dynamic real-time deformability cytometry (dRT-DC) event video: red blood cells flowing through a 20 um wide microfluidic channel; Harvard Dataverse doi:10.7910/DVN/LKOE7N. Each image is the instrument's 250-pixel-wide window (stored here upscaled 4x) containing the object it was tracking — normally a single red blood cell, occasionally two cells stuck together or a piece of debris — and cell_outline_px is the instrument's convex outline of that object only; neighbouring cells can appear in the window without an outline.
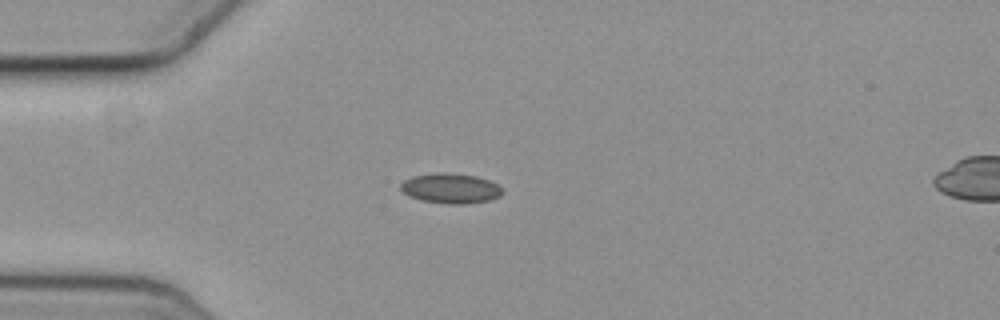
{"species": "common noctule bat (a hibernating species)", "species_latin": "Nyctalus noctula", "temperature_condition": "cold", "stored_images_in_passage": 43, "camera_frame_rate_fps": 3000, "um_per_image_px": 0.085, "animal": {"sex": "female", "body_mass_g": 19.3, "forearm_length_mm": 54.1}, "frame": {"image": 1, "passage_image": 1, "time_ms": 0.0, "image_size_px": [1000, 320], "cell_outline_px": [[504, 192], [500, 196], [488, 200], [468, 204], [448, 204], [424, 200], [408, 196], [400, 188], [400, 184], [404, 180], [412, 176], [440, 172], [444, 172], [476, 176], [488, 180], [496, 184]], "centroid_in_image_um": [38.29, 16.01], "position_along_channel_um": 46.7, "area_um2": 17.69}}
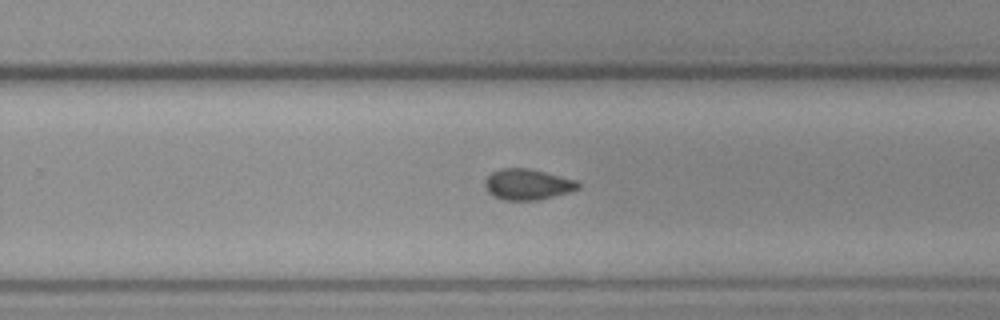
{"frame": {"image": 2, "passage_image": 22, "time_ms": 7.0, "image_size_px": [1000, 320], "cell_outline_px": [[580, 188], [568, 192], [540, 200], [504, 200], [492, 196], [484, 188], [484, 180], [492, 172], [500, 168], [528, 168], [576, 180], [580, 184]], "centroid_in_image_um": [44.8, 15.68], "position_along_channel_um": 285.0, "area_um2": 16.82}}
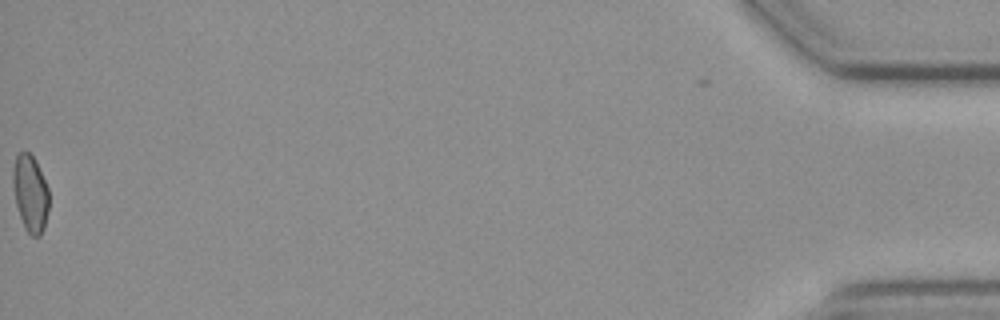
{"frame": {"image": 3, "passage_image": 43, "time_ms": 14.0, "image_size_px": [1000, 320], "cell_outline_px": [[48, 212], [44, 228], [40, 236], [32, 236], [24, 228], [16, 204], [12, 184], [12, 172], [16, 156], [20, 152], [28, 152], [32, 156], [48, 188]], "centroid_in_image_um": [2.56, 16.47], "position_along_channel_um": 432.6, "area_um2": 15.9}, "authors_computed_cell_mechanics": {"area_um2": 16.4152, "velocity_mm_per_s": 3.6522, "shape_relaxation_time_tau1_ms": null, "shape_relaxation_time_tau2_ms": 7.8724, "deformation_change_tau1": null, "deformation_change_tau2": 0.1056}}